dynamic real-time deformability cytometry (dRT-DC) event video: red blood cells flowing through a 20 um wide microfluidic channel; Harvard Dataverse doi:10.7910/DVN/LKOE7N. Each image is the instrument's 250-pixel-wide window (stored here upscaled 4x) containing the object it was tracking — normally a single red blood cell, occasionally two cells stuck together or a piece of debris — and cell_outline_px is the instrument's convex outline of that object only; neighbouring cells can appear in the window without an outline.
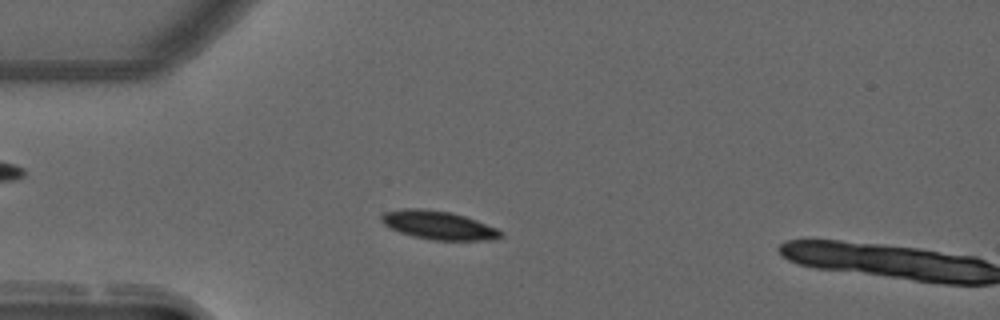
{"species": "common noctule bat (a hibernating species)", "species_latin": "Nyctalus noctula", "temperature_condition": "warm", "stored_images_in_passage": 14, "camera_frame_rate_fps": 3000, "um_per_image_px": 0.085, "animal": {"sex": "male", "forearm_length_mm": 52.5}, "frame": {"image": 1, "passage_image": 12, "time_ms": 3.667, "image_size_px": [1000, 320], "cell_outline_px": [[504, 232], [496, 240], [432, 240], [412, 236], [400, 232], [384, 224], [380, 220], [380, 216], [384, 212], [404, 208], [420, 208], [448, 212], [464, 216], [476, 220], [496, 228]], "centroid_in_image_um": [37.26, 19.14], "position_along_channel_um": 47.7, "area_um2": 19.71}}